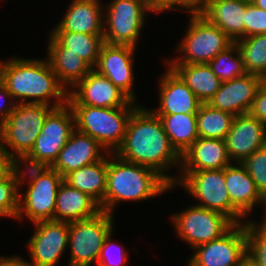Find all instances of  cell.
I'll list each match as a JSON object with an SVG mask.
<instances>
[{
	"label": "cell",
	"instance_id": "10",
	"mask_svg": "<svg viewBox=\"0 0 266 266\" xmlns=\"http://www.w3.org/2000/svg\"><path fill=\"white\" fill-rule=\"evenodd\" d=\"M74 130V113L68 103L54 108L47 115L33 148L17 165L51 167Z\"/></svg>",
	"mask_w": 266,
	"mask_h": 266
},
{
	"label": "cell",
	"instance_id": "25",
	"mask_svg": "<svg viewBox=\"0 0 266 266\" xmlns=\"http://www.w3.org/2000/svg\"><path fill=\"white\" fill-rule=\"evenodd\" d=\"M100 212V205L88 194L62 182L56 196L54 221L71 223L95 217Z\"/></svg>",
	"mask_w": 266,
	"mask_h": 266
},
{
	"label": "cell",
	"instance_id": "44",
	"mask_svg": "<svg viewBox=\"0 0 266 266\" xmlns=\"http://www.w3.org/2000/svg\"><path fill=\"white\" fill-rule=\"evenodd\" d=\"M0 266H30L21 255L0 256Z\"/></svg>",
	"mask_w": 266,
	"mask_h": 266
},
{
	"label": "cell",
	"instance_id": "35",
	"mask_svg": "<svg viewBox=\"0 0 266 266\" xmlns=\"http://www.w3.org/2000/svg\"><path fill=\"white\" fill-rule=\"evenodd\" d=\"M245 224L248 239L247 259L254 266H266V221L248 219Z\"/></svg>",
	"mask_w": 266,
	"mask_h": 266
},
{
	"label": "cell",
	"instance_id": "34",
	"mask_svg": "<svg viewBox=\"0 0 266 266\" xmlns=\"http://www.w3.org/2000/svg\"><path fill=\"white\" fill-rule=\"evenodd\" d=\"M20 175L16 166L6 177L0 179V218H13L19 209Z\"/></svg>",
	"mask_w": 266,
	"mask_h": 266
},
{
	"label": "cell",
	"instance_id": "23",
	"mask_svg": "<svg viewBox=\"0 0 266 266\" xmlns=\"http://www.w3.org/2000/svg\"><path fill=\"white\" fill-rule=\"evenodd\" d=\"M231 163L225 140L199 137L181 155L180 171L220 170Z\"/></svg>",
	"mask_w": 266,
	"mask_h": 266
},
{
	"label": "cell",
	"instance_id": "20",
	"mask_svg": "<svg viewBox=\"0 0 266 266\" xmlns=\"http://www.w3.org/2000/svg\"><path fill=\"white\" fill-rule=\"evenodd\" d=\"M107 154L98 141L75 129L51 167L64 178L72 171L102 160Z\"/></svg>",
	"mask_w": 266,
	"mask_h": 266
},
{
	"label": "cell",
	"instance_id": "27",
	"mask_svg": "<svg viewBox=\"0 0 266 266\" xmlns=\"http://www.w3.org/2000/svg\"><path fill=\"white\" fill-rule=\"evenodd\" d=\"M167 65L182 79L202 103H208L220 89L222 81L213 73L208 63Z\"/></svg>",
	"mask_w": 266,
	"mask_h": 266
},
{
	"label": "cell",
	"instance_id": "21",
	"mask_svg": "<svg viewBox=\"0 0 266 266\" xmlns=\"http://www.w3.org/2000/svg\"><path fill=\"white\" fill-rule=\"evenodd\" d=\"M64 13L60 22L51 31L103 35L104 3L102 0H71Z\"/></svg>",
	"mask_w": 266,
	"mask_h": 266
},
{
	"label": "cell",
	"instance_id": "30",
	"mask_svg": "<svg viewBox=\"0 0 266 266\" xmlns=\"http://www.w3.org/2000/svg\"><path fill=\"white\" fill-rule=\"evenodd\" d=\"M49 33L68 52H74L84 59L92 68H95L99 52L104 43L103 35H90L84 33H74L70 31H49Z\"/></svg>",
	"mask_w": 266,
	"mask_h": 266
},
{
	"label": "cell",
	"instance_id": "11",
	"mask_svg": "<svg viewBox=\"0 0 266 266\" xmlns=\"http://www.w3.org/2000/svg\"><path fill=\"white\" fill-rule=\"evenodd\" d=\"M169 217L175 236L191 250L221 237L234 225L225 215L194 203L182 211L171 213Z\"/></svg>",
	"mask_w": 266,
	"mask_h": 266
},
{
	"label": "cell",
	"instance_id": "41",
	"mask_svg": "<svg viewBox=\"0 0 266 266\" xmlns=\"http://www.w3.org/2000/svg\"><path fill=\"white\" fill-rule=\"evenodd\" d=\"M147 8L150 13H165L169 11H180V0H146Z\"/></svg>",
	"mask_w": 266,
	"mask_h": 266
},
{
	"label": "cell",
	"instance_id": "12",
	"mask_svg": "<svg viewBox=\"0 0 266 266\" xmlns=\"http://www.w3.org/2000/svg\"><path fill=\"white\" fill-rule=\"evenodd\" d=\"M114 218L101 211L95 217L69 223L68 266H96L105 238L115 230Z\"/></svg>",
	"mask_w": 266,
	"mask_h": 266
},
{
	"label": "cell",
	"instance_id": "22",
	"mask_svg": "<svg viewBox=\"0 0 266 266\" xmlns=\"http://www.w3.org/2000/svg\"><path fill=\"white\" fill-rule=\"evenodd\" d=\"M225 183L232 205L246 219H252V211L262 204V194L241 163L225 167Z\"/></svg>",
	"mask_w": 266,
	"mask_h": 266
},
{
	"label": "cell",
	"instance_id": "45",
	"mask_svg": "<svg viewBox=\"0 0 266 266\" xmlns=\"http://www.w3.org/2000/svg\"><path fill=\"white\" fill-rule=\"evenodd\" d=\"M250 2L257 8H260L266 11V0H250Z\"/></svg>",
	"mask_w": 266,
	"mask_h": 266
},
{
	"label": "cell",
	"instance_id": "39",
	"mask_svg": "<svg viewBox=\"0 0 266 266\" xmlns=\"http://www.w3.org/2000/svg\"><path fill=\"white\" fill-rule=\"evenodd\" d=\"M248 113L266 123V80L258 88Z\"/></svg>",
	"mask_w": 266,
	"mask_h": 266
},
{
	"label": "cell",
	"instance_id": "43",
	"mask_svg": "<svg viewBox=\"0 0 266 266\" xmlns=\"http://www.w3.org/2000/svg\"><path fill=\"white\" fill-rule=\"evenodd\" d=\"M17 164L0 142V179L6 177Z\"/></svg>",
	"mask_w": 266,
	"mask_h": 266
},
{
	"label": "cell",
	"instance_id": "16",
	"mask_svg": "<svg viewBox=\"0 0 266 266\" xmlns=\"http://www.w3.org/2000/svg\"><path fill=\"white\" fill-rule=\"evenodd\" d=\"M134 46L108 44L104 42L99 52V59L94 68L107 77L116 87L123 91L132 101H137V94L133 89L134 76Z\"/></svg>",
	"mask_w": 266,
	"mask_h": 266
},
{
	"label": "cell",
	"instance_id": "36",
	"mask_svg": "<svg viewBox=\"0 0 266 266\" xmlns=\"http://www.w3.org/2000/svg\"><path fill=\"white\" fill-rule=\"evenodd\" d=\"M114 230L105 238L96 266H127L128 251L125 246L113 241Z\"/></svg>",
	"mask_w": 266,
	"mask_h": 266
},
{
	"label": "cell",
	"instance_id": "9",
	"mask_svg": "<svg viewBox=\"0 0 266 266\" xmlns=\"http://www.w3.org/2000/svg\"><path fill=\"white\" fill-rule=\"evenodd\" d=\"M107 3L104 4V42L137 48L150 14L146 0H111Z\"/></svg>",
	"mask_w": 266,
	"mask_h": 266
},
{
	"label": "cell",
	"instance_id": "19",
	"mask_svg": "<svg viewBox=\"0 0 266 266\" xmlns=\"http://www.w3.org/2000/svg\"><path fill=\"white\" fill-rule=\"evenodd\" d=\"M165 72L158 79L159 107L154 114L197 113L202 102L182 79L165 64Z\"/></svg>",
	"mask_w": 266,
	"mask_h": 266
},
{
	"label": "cell",
	"instance_id": "14",
	"mask_svg": "<svg viewBox=\"0 0 266 266\" xmlns=\"http://www.w3.org/2000/svg\"><path fill=\"white\" fill-rule=\"evenodd\" d=\"M33 235L27 240L30 266H57L68 248L69 223L40 221L32 224Z\"/></svg>",
	"mask_w": 266,
	"mask_h": 266
},
{
	"label": "cell",
	"instance_id": "13",
	"mask_svg": "<svg viewBox=\"0 0 266 266\" xmlns=\"http://www.w3.org/2000/svg\"><path fill=\"white\" fill-rule=\"evenodd\" d=\"M248 256L246 224H234L213 241L196 246L187 266H240Z\"/></svg>",
	"mask_w": 266,
	"mask_h": 266
},
{
	"label": "cell",
	"instance_id": "8",
	"mask_svg": "<svg viewBox=\"0 0 266 266\" xmlns=\"http://www.w3.org/2000/svg\"><path fill=\"white\" fill-rule=\"evenodd\" d=\"M175 188L179 186L198 200L194 205L219 212L234 224L246 219L231 203L225 183V168L220 170L179 171Z\"/></svg>",
	"mask_w": 266,
	"mask_h": 266
},
{
	"label": "cell",
	"instance_id": "24",
	"mask_svg": "<svg viewBox=\"0 0 266 266\" xmlns=\"http://www.w3.org/2000/svg\"><path fill=\"white\" fill-rule=\"evenodd\" d=\"M47 40V60L59 82L71 90L93 68L78 54L68 52L50 33Z\"/></svg>",
	"mask_w": 266,
	"mask_h": 266
},
{
	"label": "cell",
	"instance_id": "46",
	"mask_svg": "<svg viewBox=\"0 0 266 266\" xmlns=\"http://www.w3.org/2000/svg\"><path fill=\"white\" fill-rule=\"evenodd\" d=\"M264 208L263 209V215L261 216V220L262 221H266V192H264V194L262 195V204H261Z\"/></svg>",
	"mask_w": 266,
	"mask_h": 266
},
{
	"label": "cell",
	"instance_id": "29",
	"mask_svg": "<svg viewBox=\"0 0 266 266\" xmlns=\"http://www.w3.org/2000/svg\"><path fill=\"white\" fill-rule=\"evenodd\" d=\"M171 145L182 155L198 138L196 113L155 114Z\"/></svg>",
	"mask_w": 266,
	"mask_h": 266
},
{
	"label": "cell",
	"instance_id": "47",
	"mask_svg": "<svg viewBox=\"0 0 266 266\" xmlns=\"http://www.w3.org/2000/svg\"><path fill=\"white\" fill-rule=\"evenodd\" d=\"M240 266H254L248 259H246Z\"/></svg>",
	"mask_w": 266,
	"mask_h": 266
},
{
	"label": "cell",
	"instance_id": "2",
	"mask_svg": "<svg viewBox=\"0 0 266 266\" xmlns=\"http://www.w3.org/2000/svg\"><path fill=\"white\" fill-rule=\"evenodd\" d=\"M22 57L13 55L0 61V80L16 104H46L54 108L66 105L68 91L57 79L47 58Z\"/></svg>",
	"mask_w": 266,
	"mask_h": 266
},
{
	"label": "cell",
	"instance_id": "4",
	"mask_svg": "<svg viewBox=\"0 0 266 266\" xmlns=\"http://www.w3.org/2000/svg\"><path fill=\"white\" fill-rule=\"evenodd\" d=\"M17 166L20 175L17 221L25 219L32 224L54 221L56 196L64 178L52 167Z\"/></svg>",
	"mask_w": 266,
	"mask_h": 266
},
{
	"label": "cell",
	"instance_id": "15",
	"mask_svg": "<svg viewBox=\"0 0 266 266\" xmlns=\"http://www.w3.org/2000/svg\"><path fill=\"white\" fill-rule=\"evenodd\" d=\"M68 105L93 107L140 106L116 87L107 77L94 68L71 90L68 91Z\"/></svg>",
	"mask_w": 266,
	"mask_h": 266
},
{
	"label": "cell",
	"instance_id": "38",
	"mask_svg": "<svg viewBox=\"0 0 266 266\" xmlns=\"http://www.w3.org/2000/svg\"><path fill=\"white\" fill-rule=\"evenodd\" d=\"M257 34H266V11L249 2L245 8L244 38Z\"/></svg>",
	"mask_w": 266,
	"mask_h": 266
},
{
	"label": "cell",
	"instance_id": "17",
	"mask_svg": "<svg viewBox=\"0 0 266 266\" xmlns=\"http://www.w3.org/2000/svg\"><path fill=\"white\" fill-rule=\"evenodd\" d=\"M225 142L231 162L241 163L255 150L266 145V123L249 113L237 115Z\"/></svg>",
	"mask_w": 266,
	"mask_h": 266
},
{
	"label": "cell",
	"instance_id": "6",
	"mask_svg": "<svg viewBox=\"0 0 266 266\" xmlns=\"http://www.w3.org/2000/svg\"><path fill=\"white\" fill-rule=\"evenodd\" d=\"M188 27L174 50V56L164 58L165 64L209 63L234 41L203 15H189ZM179 53V55H178ZM178 55V56H177ZM172 58V59H171Z\"/></svg>",
	"mask_w": 266,
	"mask_h": 266
},
{
	"label": "cell",
	"instance_id": "31",
	"mask_svg": "<svg viewBox=\"0 0 266 266\" xmlns=\"http://www.w3.org/2000/svg\"><path fill=\"white\" fill-rule=\"evenodd\" d=\"M234 115L202 103L196 113L197 132L200 138L225 140L231 129Z\"/></svg>",
	"mask_w": 266,
	"mask_h": 266
},
{
	"label": "cell",
	"instance_id": "1",
	"mask_svg": "<svg viewBox=\"0 0 266 266\" xmlns=\"http://www.w3.org/2000/svg\"><path fill=\"white\" fill-rule=\"evenodd\" d=\"M114 154L156 171L171 186L177 181L178 175L170 172L175 168L179 174L181 155L171 145L160 118L146 106L140 105L132 113L123 143Z\"/></svg>",
	"mask_w": 266,
	"mask_h": 266
},
{
	"label": "cell",
	"instance_id": "26",
	"mask_svg": "<svg viewBox=\"0 0 266 266\" xmlns=\"http://www.w3.org/2000/svg\"><path fill=\"white\" fill-rule=\"evenodd\" d=\"M246 0H211L201 14L234 42L244 38Z\"/></svg>",
	"mask_w": 266,
	"mask_h": 266
},
{
	"label": "cell",
	"instance_id": "3",
	"mask_svg": "<svg viewBox=\"0 0 266 266\" xmlns=\"http://www.w3.org/2000/svg\"><path fill=\"white\" fill-rule=\"evenodd\" d=\"M174 189L156 171L108 153L106 191L100 209L114 215L121 202L149 201Z\"/></svg>",
	"mask_w": 266,
	"mask_h": 266
},
{
	"label": "cell",
	"instance_id": "7",
	"mask_svg": "<svg viewBox=\"0 0 266 266\" xmlns=\"http://www.w3.org/2000/svg\"><path fill=\"white\" fill-rule=\"evenodd\" d=\"M53 109L46 104H16L0 126V142L17 163L31 151Z\"/></svg>",
	"mask_w": 266,
	"mask_h": 266
},
{
	"label": "cell",
	"instance_id": "18",
	"mask_svg": "<svg viewBox=\"0 0 266 266\" xmlns=\"http://www.w3.org/2000/svg\"><path fill=\"white\" fill-rule=\"evenodd\" d=\"M263 81L262 77L249 73L230 81H224L208 104L212 108L231 113L234 116L247 114Z\"/></svg>",
	"mask_w": 266,
	"mask_h": 266
},
{
	"label": "cell",
	"instance_id": "32",
	"mask_svg": "<svg viewBox=\"0 0 266 266\" xmlns=\"http://www.w3.org/2000/svg\"><path fill=\"white\" fill-rule=\"evenodd\" d=\"M243 58L246 73L266 80V34L252 35L235 41Z\"/></svg>",
	"mask_w": 266,
	"mask_h": 266
},
{
	"label": "cell",
	"instance_id": "37",
	"mask_svg": "<svg viewBox=\"0 0 266 266\" xmlns=\"http://www.w3.org/2000/svg\"><path fill=\"white\" fill-rule=\"evenodd\" d=\"M263 195L266 192V145L255 150L241 162Z\"/></svg>",
	"mask_w": 266,
	"mask_h": 266
},
{
	"label": "cell",
	"instance_id": "5",
	"mask_svg": "<svg viewBox=\"0 0 266 266\" xmlns=\"http://www.w3.org/2000/svg\"><path fill=\"white\" fill-rule=\"evenodd\" d=\"M75 118V129L98 141L108 153H115L123 143L128 121L139 106L93 107L69 105Z\"/></svg>",
	"mask_w": 266,
	"mask_h": 266
},
{
	"label": "cell",
	"instance_id": "28",
	"mask_svg": "<svg viewBox=\"0 0 266 266\" xmlns=\"http://www.w3.org/2000/svg\"><path fill=\"white\" fill-rule=\"evenodd\" d=\"M107 179V155L100 161L81 167L64 177L70 187L88 194L99 205L104 201Z\"/></svg>",
	"mask_w": 266,
	"mask_h": 266
},
{
	"label": "cell",
	"instance_id": "42",
	"mask_svg": "<svg viewBox=\"0 0 266 266\" xmlns=\"http://www.w3.org/2000/svg\"><path fill=\"white\" fill-rule=\"evenodd\" d=\"M211 0H180V11L188 15L202 14L208 7Z\"/></svg>",
	"mask_w": 266,
	"mask_h": 266
},
{
	"label": "cell",
	"instance_id": "40",
	"mask_svg": "<svg viewBox=\"0 0 266 266\" xmlns=\"http://www.w3.org/2000/svg\"><path fill=\"white\" fill-rule=\"evenodd\" d=\"M16 102L0 80V126L6 121L9 114L14 110Z\"/></svg>",
	"mask_w": 266,
	"mask_h": 266
},
{
	"label": "cell",
	"instance_id": "33",
	"mask_svg": "<svg viewBox=\"0 0 266 266\" xmlns=\"http://www.w3.org/2000/svg\"><path fill=\"white\" fill-rule=\"evenodd\" d=\"M208 65L222 82L230 81L246 74L243 58L236 42H233L229 47L217 54Z\"/></svg>",
	"mask_w": 266,
	"mask_h": 266
}]
</instances>
